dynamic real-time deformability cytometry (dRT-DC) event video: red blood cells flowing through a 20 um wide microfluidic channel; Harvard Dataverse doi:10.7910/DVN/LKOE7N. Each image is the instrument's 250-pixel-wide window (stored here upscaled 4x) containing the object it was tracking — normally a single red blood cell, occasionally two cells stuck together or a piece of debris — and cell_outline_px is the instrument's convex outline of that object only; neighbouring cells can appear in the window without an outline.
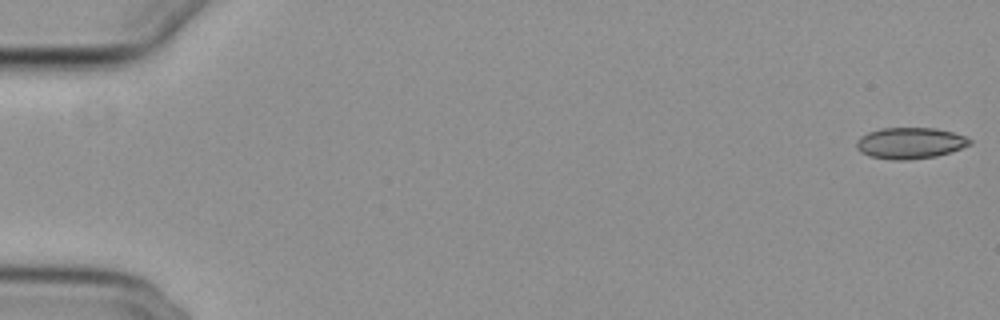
{"species": "common noctule bat (a hibernating species)", "species_latin": "Nyctalus noctula", "temperature_condition": "cold", "stored_images_in_passage": 8, "camera_frame_rate_fps": 3000, "um_per_image_px": 0.085, "animal": {"sex": "female", "body_mass_g": 29.2, "forearm_length_mm": 56.3}, "frame": {"image": 1, "passage_image": 1, "time_ms": 0.0, "image_size_px": [1000, 320], "cell_outline_px": [[972, 144], [936, 156], [908, 160], [892, 160], [868, 156], [860, 152], [856, 148], [856, 140], [860, 136], [868, 132], [880, 128], [936, 128], [952, 132], [964, 136], [972, 140]], "centroid_in_image_um": [77.31, 12.16], "position_along_channel_um": 7.7, "area_um2": 20.69}}